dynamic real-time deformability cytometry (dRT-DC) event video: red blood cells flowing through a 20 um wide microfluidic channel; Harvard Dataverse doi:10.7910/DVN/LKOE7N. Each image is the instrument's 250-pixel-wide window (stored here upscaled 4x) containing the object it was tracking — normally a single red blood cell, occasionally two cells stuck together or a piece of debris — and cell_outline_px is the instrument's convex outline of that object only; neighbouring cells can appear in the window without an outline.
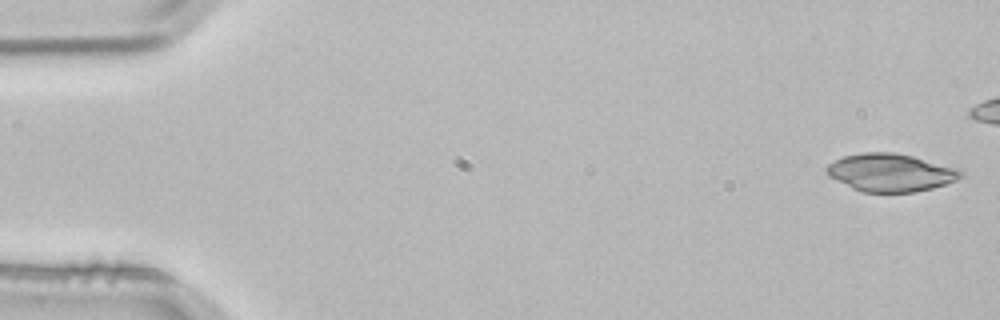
{"species": "common noctule bat (a hibernating species)", "species_latin": "Nyctalus noctula", "temperature_condition": "room temperature", "stored_images_in_passage": 4, "camera_frame_rate_fps": 3000, "um_per_image_px": 0.085, "animal": {"sex": "male", "body_mass_g": 21.5, "forearm_length_mm": 52.0}, "frame": {"image": 1, "passage_image": 1, "time_ms": 0.0, "image_size_px": [1000, 320], "cell_outline_px": [[964, 176], [956, 180], [932, 188], [916, 192], [864, 192], [852, 188], [828, 176], [824, 168], [828, 164], [844, 156], [864, 152], [892, 152], [912, 156], [960, 168], [964, 172]], "centroid_in_image_um": [75.72, 14.67], "position_along_channel_um": 9.3, "area_um2": 29.65}}